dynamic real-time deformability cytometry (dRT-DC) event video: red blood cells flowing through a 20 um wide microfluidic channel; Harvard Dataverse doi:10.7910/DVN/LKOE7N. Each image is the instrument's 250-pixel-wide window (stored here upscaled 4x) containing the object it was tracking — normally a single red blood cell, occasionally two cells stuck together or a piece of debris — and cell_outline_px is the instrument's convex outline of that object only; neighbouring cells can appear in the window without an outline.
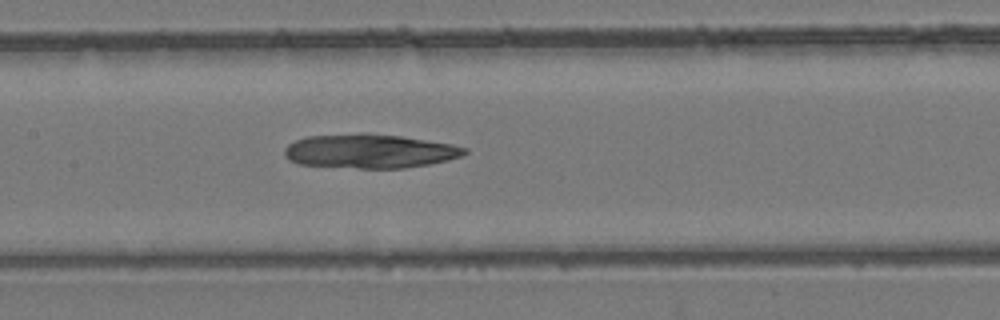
{"species": "common noctule bat (a hibernating species)", "species_latin": "Nyctalus noctula", "temperature_condition": "room temperature", "stored_images_in_passage": 33, "camera_frame_rate_fps": 3000, "um_per_image_px": 0.085, "animal": {"sex": "female", "body_mass_g": 24.6, "forearm_length_mm": 56.2}, "frame": {"image": 1, "passage_image": 9, "time_ms": 2.667, "image_size_px": [1000, 320], "cell_outline_px": [[468, 152], [460, 156], [448, 160], [428, 164], [404, 168], [360, 168], [300, 164], [284, 156], [284, 148], [288, 144], [296, 140], [308, 136], [400, 136], [452, 144], [468, 148]], "centroid_in_image_um": [31.47, 12.89], "position_along_channel_um": 175.9, "area_um2": 34.39}}
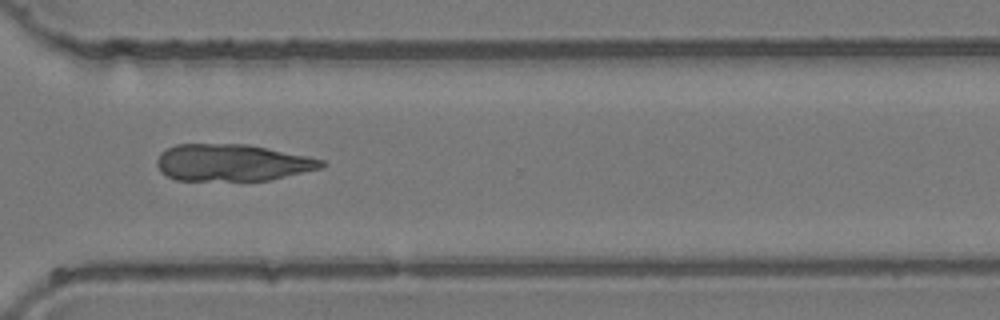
{"frame": {"image": 2, "passage_image": 21, "time_ms": 6.667, "image_size_px": [1000, 320], "cell_outline_px": [[328, 164], [320, 168], [268, 180], [176, 180], [160, 172], [156, 164], [156, 160], [160, 152], [176, 144], [248, 144], [324, 160]], "centroid_in_image_um": [19.68, 13.82], "position_along_channel_um": 350.9, "area_um2": 35.14}}
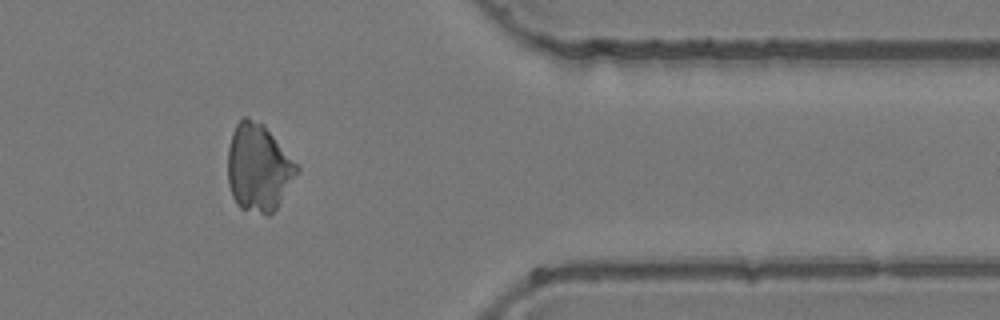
{"frame": {"image": 3, "passage_image": 25, "time_ms": 8.0, "image_size_px": [1000, 320], "cell_outline_px": [[300, 168], [276, 208], [268, 216], [240, 208], [236, 204], [232, 196], [228, 184], [228, 148], [232, 132], [236, 124], [244, 116], [248, 116], [264, 124], [300, 164]], "centroid_in_image_um": [21.98, 14.22], "position_along_channel_um": 389.4, "area_um2": 35.6}}